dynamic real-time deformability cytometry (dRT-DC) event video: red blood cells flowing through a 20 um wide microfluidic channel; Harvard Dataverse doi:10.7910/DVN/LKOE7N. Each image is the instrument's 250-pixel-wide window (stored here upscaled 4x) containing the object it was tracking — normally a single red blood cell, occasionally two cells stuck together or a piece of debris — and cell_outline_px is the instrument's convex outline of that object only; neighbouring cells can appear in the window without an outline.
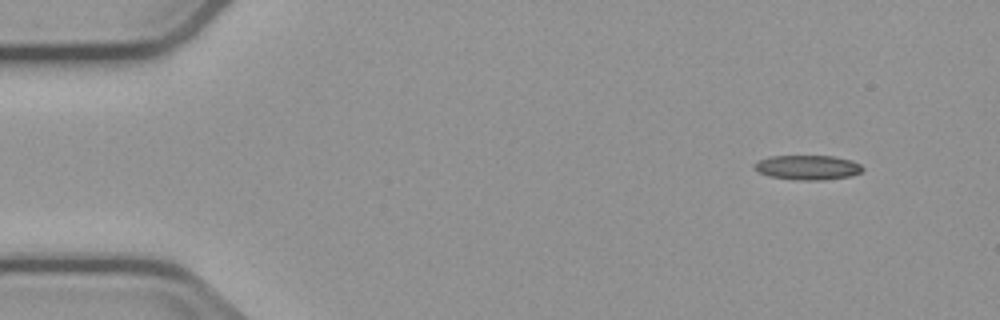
{"species": "common noctule bat (a hibernating species)", "species_latin": "Nyctalus noctula", "temperature_condition": "cold", "stored_images_in_passage": 3, "camera_frame_rate_fps": 3000, "um_per_image_px": 0.085, "animal": {"sex": "male", "body_mass_g": 23.1, "forearm_length_mm": 52.7}, "frame": {"image": 1, "passage_image": 1, "time_ms": 0.0, "image_size_px": [1000, 320], "cell_outline_px": [[864, 168], [860, 172], [848, 176], [820, 180], [804, 180], [768, 176], [760, 172], [752, 164], [768, 156], [832, 156], [852, 160], [860, 164]], "centroid_in_image_um": [68.65, 14.22], "position_along_channel_um": 16.4, "area_um2": 15.26}}
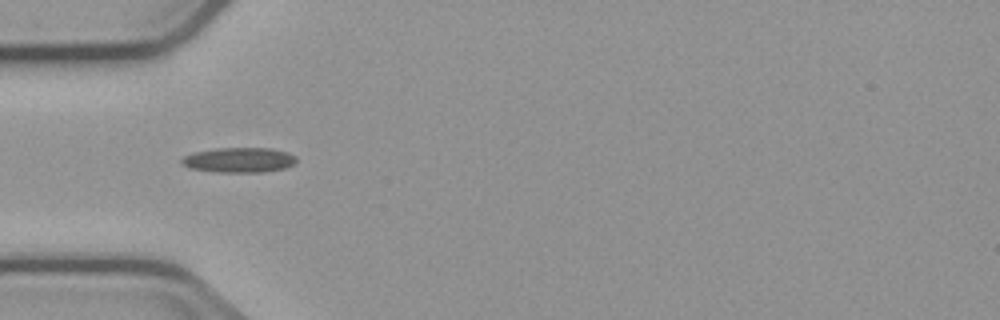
{"frame": {"image": 2, "passage_image": 3, "time_ms": 4.0, "image_size_px": [1000, 320], "cell_outline_px": [[296, 160], [292, 164], [284, 168], [260, 172], [216, 172], [188, 168], [180, 164], [180, 160], [184, 156], [192, 152], [216, 148], [272, 148], [288, 152], [296, 156]], "centroid_in_image_um": [20.26, 13.59], "position_along_channel_um": 64.7, "area_um2": 16.82}}